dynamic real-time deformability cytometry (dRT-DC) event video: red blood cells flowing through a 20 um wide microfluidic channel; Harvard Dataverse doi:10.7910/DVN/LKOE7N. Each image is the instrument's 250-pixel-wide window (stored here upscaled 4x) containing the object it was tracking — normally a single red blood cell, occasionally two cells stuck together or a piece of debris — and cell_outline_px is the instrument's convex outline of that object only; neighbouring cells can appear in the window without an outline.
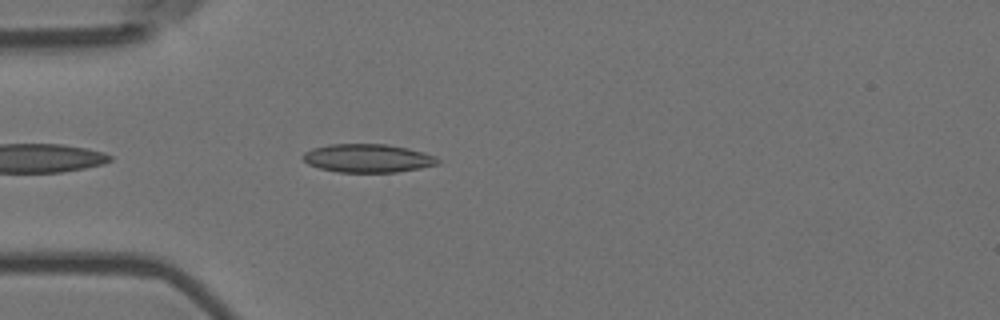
{"species": "Egyptian fruit bat (a non-hibernating species)", "species_latin": "Rousettus aegyptiacus", "temperature_condition": "room temperature", "stored_images_in_passage": 37, "camera_frame_rate_fps": 3000, "um_per_image_px": 0.085, "animal": {"sex": "female"}, "frame": {"image": 1, "passage_image": 3, "time_ms": 0.667, "image_size_px": [1000, 320], "cell_outline_px": [[440, 164], [420, 168], [396, 172], [340, 172], [320, 168], [308, 164], [300, 156], [304, 152], [312, 148], [328, 144], [388, 144], [408, 148], [424, 152], [436, 156], [440, 160]], "centroid_in_image_um": [31.27, 13.44], "position_along_channel_um": 53.7, "area_um2": 22.48}}
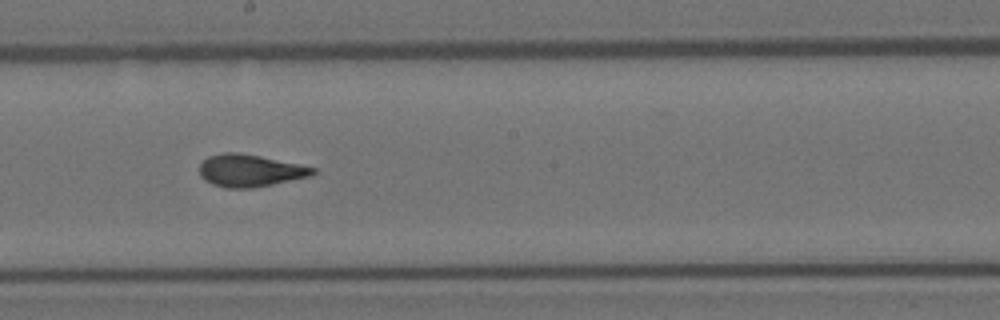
{"frame": {"image": 2, "passage_image": 18, "time_ms": 5.667, "image_size_px": [1000, 320], "cell_outline_px": [[320, 172], [312, 176], [252, 188], [224, 188], [212, 184], [204, 180], [200, 176], [200, 164], [208, 156], [224, 152], [240, 152], [300, 164], [316, 168]], "centroid_in_image_um": [21.27, 14.5], "position_along_channel_um": 226.9, "area_um2": 21.56}}
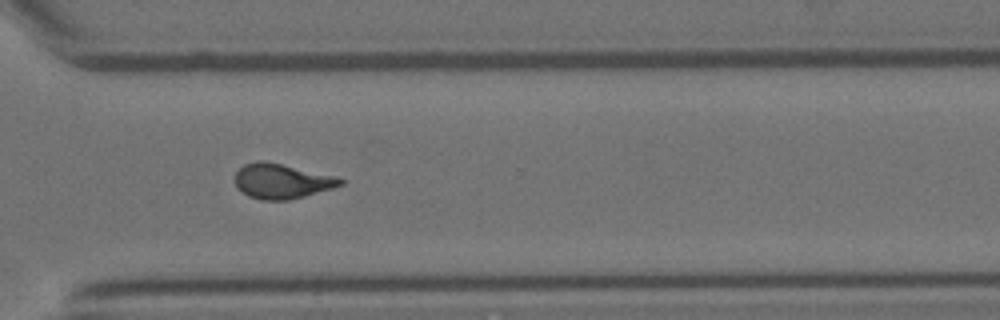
{"frame": {"image": 3, "passage_image": 28, "time_ms": 9.0, "image_size_px": [1000, 320], "cell_outline_px": [[344, 184], [332, 188], [304, 196], [288, 200], [264, 200], [248, 196], [236, 188], [236, 172], [244, 164], [260, 160], [264, 160], [336, 176], [344, 180]], "centroid_in_image_um": [23.94, 15.39], "position_along_channel_um": 346.7, "area_um2": 21.33}, "authors_computed_cell_mechanics": {"area_um2": 21.3282, "velocity_mm_per_s": 3.6071, "shape_relaxation_time_tau1_ms": null, "shape_relaxation_time_tau2_ms": 1.3459, "deformation_change_tau1": null, "deformation_change_tau2": 0.0737}}